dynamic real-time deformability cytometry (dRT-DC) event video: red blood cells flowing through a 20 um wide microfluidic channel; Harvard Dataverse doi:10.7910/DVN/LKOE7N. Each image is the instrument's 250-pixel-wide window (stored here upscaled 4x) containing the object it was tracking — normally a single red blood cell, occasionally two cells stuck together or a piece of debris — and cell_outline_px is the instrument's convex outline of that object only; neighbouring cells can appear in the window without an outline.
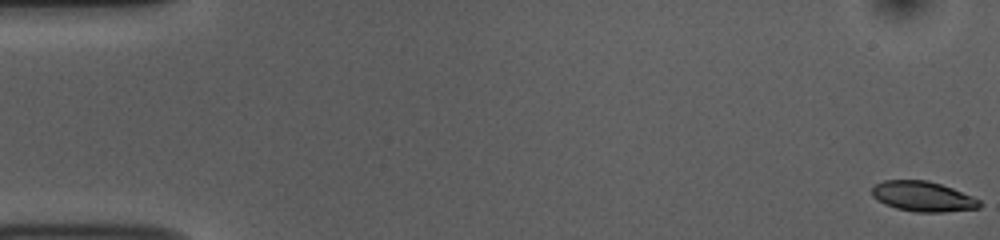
{"species": "common noctule bat (a hibernating species)", "species_latin": "Nyctalus noctula", "temperature_condition": "room temperature", "stored_images_in_passage": 54, "camera_frame_rate_fps": 3000, "um_per_image_px": 0.085, "animal": {"sex": "female", "body_mass_g": 10.0, "forearm_length_mm": 53.1}, "frame": {"image": 1, "passage_image": 1, "time_ms": 0.0, "image_size_px": [1000, 240], "cell_outline_px": [[984, 204], [980, 208], [944, 212], [916, 212], [896, 208], [884, 204], [872, 196], [872, 188], [876, 184], [884, 180], [928, 180], [952, 188], [972, 196], [980, 200]], "centroid_in_image_um": [78.47, 16.7], "position_along_channel_um": 6.5, "area_um2": 18.96}}
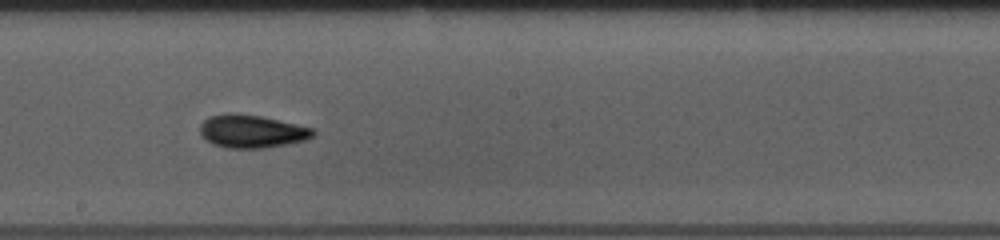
{"frame": {"image": 2, "passage_image": 30, "time_ms": 9.667, "image_size_px": [1000, 240], "cell_outline_px": [[316, 132], [312, 136], [304, 140], [288, 144], [264, 148], [224, 148], [212, 144], [200, 132], [200, 124], [208, 116], [224, 112], [236, 112], [260, 116], [316, 128]], "centroid_in_image_um": [21.39, 11.14], "position_along_channel_um": 226.8, "area_um2": 22.02}}
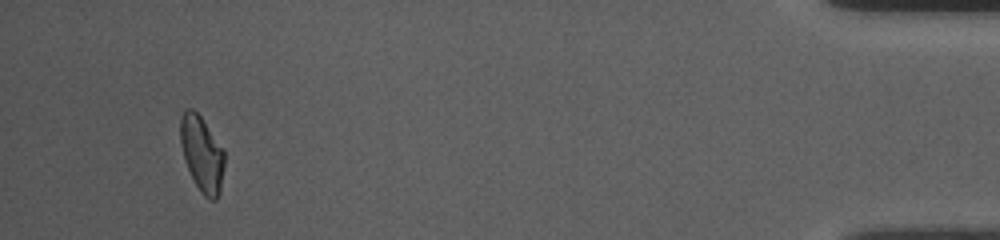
{"frame": {"image": 3, "passage_image": 51, "time_ms": 16.667, "image_size_px": [1000, 240], "cell_outline_px": [[224, 164], [220, 192], [216, 200], [208, 200], [204, 196], [196, 184], [184, 160], [180, 140], [180, 116], [184, 108], [192, 108], [200, 116], [224, 148]], "centroid_in_image_um": [17.16, 13.05], "position_along_channel_um": 418.0, "area_um2": 19.48}, "authors_computed_cell_mechanics": {"area_um2": 19.6231, "velocity_mm_per_s": 3.7572, "shape_relaxation_time_tau1_ms": 3.6843, "shape_relaxation_time_tau2_ms": 4.8846, "deformation_change_tau1": 0.1174, "deformation_change_tau2": 0.0974}}